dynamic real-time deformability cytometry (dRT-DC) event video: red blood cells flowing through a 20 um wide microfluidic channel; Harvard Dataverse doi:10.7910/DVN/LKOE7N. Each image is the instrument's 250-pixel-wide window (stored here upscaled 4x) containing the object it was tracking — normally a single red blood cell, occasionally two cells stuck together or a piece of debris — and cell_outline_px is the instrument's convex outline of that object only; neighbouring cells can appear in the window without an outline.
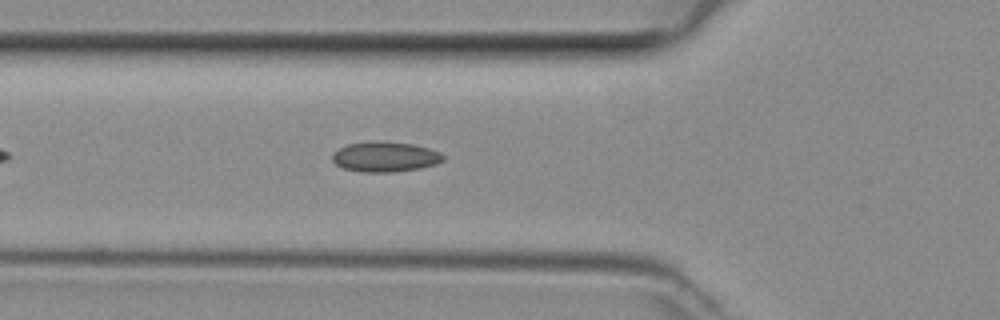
{"species": "common noctule bat (a hibernating species)", "species_latin": "Nyctalus noctula", "temperature_condition": "room temperature", "stored_images_in_passage": 31, "camera_frame_rate_fps": 3000, "um_per_image_px": 0.085, "animal": {"sex": "female", "body_mass_g": 29.2, "forearm_length_mm": 56.3}, "frame": {"image": 1, "passage_image": 8, "time_ms": 2.333, "image_size_px": [1000, 320], "cell_outline_px": [[444, 160], [436, 164], [420, 168], [392, 172], [360, 172], [344, 168], [336, 164], [332, 160], [332, 152], [348, 144], [412, 144], [428, 148], [440, 152], [444, 156]], "centroid_in_image_um": [32.75, 13.38], "position_along_channel_um": 93.1, "area_um2": 18.61}}
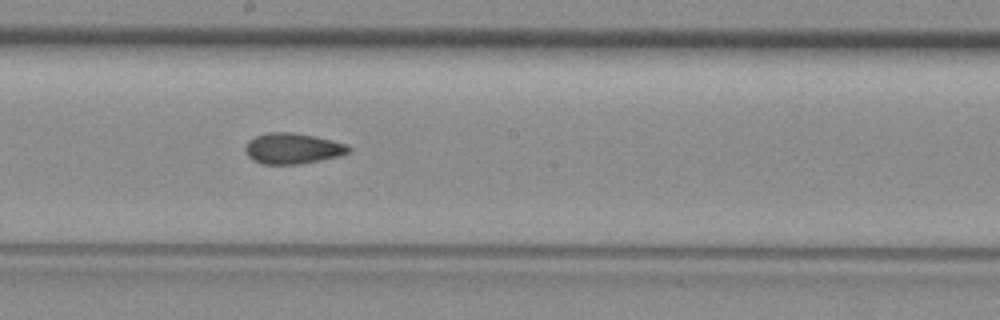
{"frame": {"image": 2, "passage_image": 17, "time_ms": 5.333, "image_size_px": [1000, 320], "cell_outline_px": [[352, 148], [348, 152], [340, 156], [300, 164], [260, 164], [252, 160], [248, 156], [244, 148], [248, 140], [256, 136], [268, 132], [292, 132], [332, 140], [348, 144]], "centroid_in_image_um": [24.86, 12.62], "position_along_channel_um": 223.3, "area_um2": 18.61}}
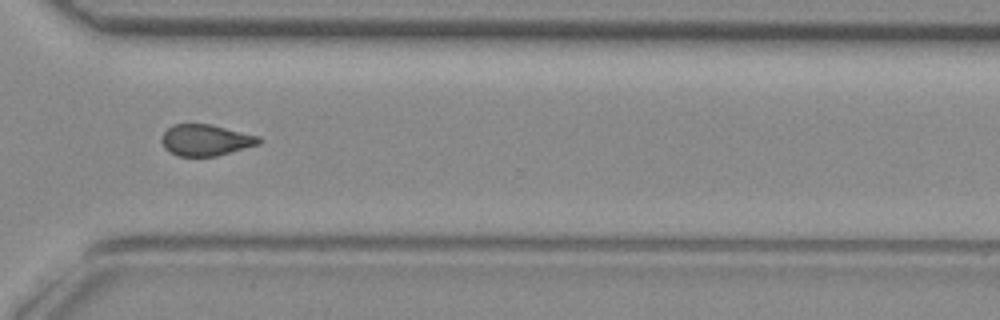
{"frame": {"image": 3, "passage_image": 26, "time_ms": 8.333, "image_size_px": [1000, 320], "cell_outline_px": [[260, 144], [216, 156], [180, 156], [164, 148], [160, 140], [164, 132], [168, 128], [176, 124], [212, 124], [260, 136]], "centroid_in_image_um": [17.5, 11.9], "position_along_channel_um": 353.1, "area_um2": 17.69}}